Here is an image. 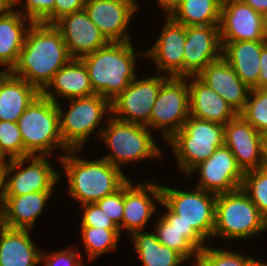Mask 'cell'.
<instances>
[{
	"label": "cell",
	"instance_id": "6da1fadb",
	"mask_svg": "<svg viewBox=\"0 0 267 266\" xmlns=\"http://www.w3.org/2000/svg\"><path fill=\"white\" fill-rule=\"evenodd\" d=\"M71 58L61 32L53 24L32 23L11 72L41 93Z\"/></svg>",
	"mask_w": 267,
	"mask_h": 266
},
{
	"label": "cell",
	"instance_id": "7a4b0ae2",
	"mask_svg": "<svg viewBox=\"0 0 267 266\" xmlns=\"http://www.w3.org/2000/svg\"><path fill=\"white\" fill-rule=\"evenodd\" d=\"M78 151L69 150L59 160L69 182L68 193L81 205L96 203L115 193L129 180L122 170L104 158L94 161L78 158L75 156Z\"/></svg>",
	"mask_w": 267,
	"mask_h": 266
},
{
	"label": "cell",
	"instance_id": "3957f363",
	"mask_svg": "<svg viewBox=\"0 0 267 266\" xmlns=\"http://www.w3.org/2000/svg\"><path fill=\"white\" fill-rule=\"evenodd\" d=\"M134 48L129 42H108L81 60L86 65L94 94L110 102L136 78Z\"/></svg>",
	"mask_w": 267,
	"mask_h": 266
},
{
	"label": "cell",
	"instance_id": "277c9868",
	"mask_svg": "<svg viewBox=\"0 0 267 266\" xmlns=\"http://www.w3.org/2000/svg\"><path fill=\"white\" fill-rule=\"evenodd\" d=\"M25 151L34 156H47L56 148L69 149L60 135L57 104L41 93L31 102L17 121Z\"/></svg>",
	"mask_w": 267,
	"mask_h": 266
},
{
	"label": "cell",
	"instance_id": "5b68a950",
	"mask_svg": "<svg viewBox=\"0 0 267 266\" xmlns=\"http://www.w3.org/2000/svg\"><path fill=\"white\" fill-rule=\"evenodd\" d=\"M267 229V220L242 189L217 194L214 236L247 239Z\"/></svg>",
	"mask_w": 267,
	"mask_h": 266
},
{
	"label": "cell",
	"instance_id": "8992f818",
	"mask_svg": "<svg viewBox=\"0 0 267 266\" xmlns=\"http://www.w3.org/2000/svg\"><path fill=\"white\" fill-rule=\"evenodd\" d=\"M180 170L188 175L224 145V125L189 116L168 141Z\"/></svg>",
	"mask_w": 267,
	"mask_h": 266
},
{
	"label": "cell",
	"instance_id": "52a82bcc",
	"mask_svg": "<svg viewBox=\"0 0 267 266\" xmlns=\"http://www.w3.org/2000/svg\"><path fill=\"white\" fill-rule=\"evenodd\" d=\"M108 120L107 127L100 126L98 134L111 151L103 158L115 167L120 169L128 162L162 155L147 126L124 122L111 115Z\"/></svg>",
	"mask_w": 267,
	"mask_h": 266
},
{
	"label": "cell",
	"instance_id": "ba28073f",
	"mask_svg": "<svg viewBox=\"0 0 267 266\" xmlns=\"http://www.w3.org/2000/svg\"><path fill=\"white\" fill-rule=\"evenodd\" d=\"M69 100L70 109L65 114L57 103L60 135L69 150H80L106 113L111 114V102L99 94Z\"/></svg>",
	"mask_w": 267,
	"mask_h": 266
},
{
	"label": "cell",
	"instance_id": "9c48e42d",
	"mask_svg": "<svg viewBox=\"0 0 267 266\" xmlns=\"http://www.w3.org/2000/svg\"><path fill=\"white\" fill-rule=\"evenodd\" d=\"M188 77H169L162 83L152 107L148 128L162 129L168 141L190 116Z\"/></svg>",
	"mask_w": 267,
	"mask_h": 266
},
{
	"label": "cell",
	"instance_id": "30bf717a",
	"mask_svg": "<svg viewBox=\"0 0 267 266\" xmlns=\"http://www.w3.org/2000/svg\"><path fill=\"white\" fill-rule=\"evenodd\" d=\"M194 188L185 192L161 185L162 202L206 240L213 235L217 194Z\"/></svg>",
	"mask_w": 267,
	"mask_h": 266
},
{
	"label": "cell",
	"instance_id": "8fae6325",
	"mask_svg": "<svg viewBox=\"0 0 267 266\" xmlns=\"http://www.w3.org/2000/svg\"><path fill=\"white\" fill-rule=\"evenodd\" d=\"M159 75L141 80L136 77L111 101V115L124 122L146 126L160 87L168 78L166 75Z\"/></svg>",
	"mask_w": 267,
	"mask_h": 266
},
{
	"label": "cell",
	"instance_id": "7c38bea8",
	"mask_svg": "<svg viewBox=\"0 0 267 266\" xmlns=\"http://www.w3.org/2000/svg\"><path fill=\"white\" fill-rule=\"evenodd\" d=\"M26 159L28 163L30 160L32 162L24 167ZM14 171L16 173L12 175ZM7 176L6 196H21L33 192L53 191L60 174L47 162L46 156L32 155L8 160Z\"/></svg>",
	"mask_w": 267,
	"mask_h": 266
},
{
	"label": "cell",
	"instance_id": "4fadbf2b",
	"mask_svg": "<svg viewBox=\"0 0 267 266\" xmlns=\"http://www.w3.org/2000/svg\"><path fill=\"white\" fill-rule=\"evenodd\" d=\"M221 42L267 40L265 16L242 0L226 1L221 6Z\"/></svg>",
	"mask_w": 267,
	"mask_h": 266
},
{
	"label": "cell",
	"instance_id": "5bb4252c",
	"mask_svg": "<svg viewBox=\"0 0 267 266\" xmlns=\"http://www.w3.org/2000/svg\"><path fill=\"white\" fill-rule=\"evenodd\" d=\"M193 171L200 173L199 184L195 187L214 194L241 188L245 174L226 145L217 148L207 160L194 167L188 175L194 173Z\"/></svg>",
	"mask_w": 267,
	"mask_h": 266
},
{
	"label": "cell",
	"instance_id": "9a60e30c",
	"mask_svg": "<svg viewBox=\"0 0 267 266\" xmlns=\"http://www.w3.org/2000/svg\"><path fill=\"white\" fill-rule=\"evenodd\" d=\"M137 5L135 0H86L84 10L108 42H129L126 28Z\"/></svg>",
	"mask_w": 267,
	"mask_h": 266
},
{
	"label": "cell",
	"instance_id": "2e32d148",
	"mask_svg": "<svg viewBox=\"0 0 267 266\" xmlns=\"http://www.w3.org/2000/svg\"><path fill=\"white\" fill-rule=\"evenodd\" d=\"M184 47L183 77L197 76L222 57L219 25L186 26Z\"/></svg>",
	"mask_w": 267,
	"mask_h": 266
},
{
	"label": "cell",
	"instance_id": "e0dca14e",
	"mask_svg": "<svg viewBox=\"0 0 267 266\" xmlns=\"http://www.w3.org/2000/svg\"><path fill=\"white\" fill-rule=\"evenodd\" d=\"M53 25L61 32L72 58H81L108 43L84 9L62 16Z\"/></svg>",
	"mask_w": 267,
	"mask_h": 266
},
{
	"label": "cell",
	"instance_id": "ac0fdd59",
	"mask_svg": "<svg viewBox=\"0 0 267 266\" xmlns=\"http://www.w3.org/2000/svg\"><path fill=\"white\" fill-rule=\"evenodd\" d=\"M185 41L186 27L167 16L160 37L143 53L155 62L157 72H166L169 77H183Z\"/></svg>",
	"mask_w": 267,
	"mask_h": 266
},
{
	"label": "cell",
	"instance_id": "d6986e66",
	"mask_svg": "<svg viewBox=\"0 0 267 266\" xmlns=\"http://www.w3.org/2000/svg\"><path fill=\"white\" fill-rule=\"evenodd\" d=\"M162 202L161 185L145 182L133 185L130 180L124 184V211L122 230L132 234L143 229L156 210L154 200Z\"/></svg>",
	"mask_w": 267,
	"mask_h": 266
},
{
	"label": "cell",
	"instance_id": "ffe728a7",
	"mask_svg": "<svg viewBox=\"0 0 267 266\" xmlns=\"http://www.w3.org/2000/svg\"><path fill=\"white\" fill-rule=\"evenodd\" d=\"M261 136L240 114L224 125V145L244 173L260 168Z\"/></svg>",
	"mask_w": 267,
	"mask_h": 266
},
{
	"label": "cell",
	"instance_id": "44dd1931",
	"mask_svg": "<svg viewBox=\"0 0 267 266\" xmlns=\"http://www.w3.org/2000/svg\"><path fill=\"white\" fill-rule=\"evenodd\" d=\"M197 77L219 94L238 114L244 109L251 88L241 81L223 57L208 64Z\"/></svg>",
	"mask_w": 267,
	"mask_h": 266
},
{
	"label": "cell",
	"instance_id": "7402d4cb",
	"mask_svg": "<svg viewBox=\"0 0 267 266\" xmlns=\"http://www.w3.org/2000/svg\"><path fill=\"white\" fill-rule=\"evenodd\" d=\"M167 212L160 217L156 224L155 233L158 241L176 252L185 260L195 255L205 247V239L192 227L188 226L179 216L174 214L163 202Z\"/></svg>",
	"mask_w": 267,
	"mask_h": 266
},
{
	"label": "cell",
	"instance_id": "603a6c76",
	"mask_svg": "<svg viewBox=\"0 0 267 266\" xmlns=\"http://www.w3.org/2000/svg\"><path fill=\"white\" fill-rule=\"evenodd\" d=\"M190 116L225 125L238 113L197 76H188Z\"/></svg>",
	"mask_w": 267,
	"mask_h": 266
},
{
	"label": "cell",
	"instance_id": "cb8c5ba5",
	"mask_svg": "<svg viewBox=\"0 0 267 266\" xmlns=\"http://www.w3.org/2000/svg\"><path fill=\"white\" fill-rule=\"evenodd\" d=\"M267 40L221 42L222 57L249 88H258L260 56Z\"/></svg>",
	"mask_w": 267,
	"mask_h": 266
},
{
	"label": "cell",
	"instance_id": "d4e9b609",
	"mask_svg": "<svg viewBox=\"0 0 267 266\" xmlns=\"http://www.w3.org/2000/svg\"><path fill=\"white\" fill-rule=\"evenodd\" d=\"M51 86L54 87L56 95L53 90L49 91ZM41 94L56 104L59 103L58 95L69 99L94 95L87 67L81 58H71L55 73Z\"/></svg>",
	"mask_w": 267,
	"mask_h": 266
},
{
	"label": "cell",
	"instance_id": "484cf974",
	"mask_svg": "<svg viewBox=\"0 0 267 266\" xmlns=\"http://www.w3.org/2000/svg\"><path fill=\"white\" fill-rule=\"evenodd\" d=\"M25 22L33 23L14 7L0 15V66L6 65V69L12 70L17 64L28 30Z\"/></svg>",
	"mask_w": 267,
	"mask_h": 266
},
{
	"label": "cell",
	"instance_id": "4316f807",
	"mask_svg": "<svg viewBox=\"0 0 267 266\" xmlns=\"http://www.w3.org/2000/svg\"><path fill=\"white\" fill-rule=\"evenodd\" d=\"M51 195V191L6 196L2 210L7 228L31 230Z\"/></svg>",
	"mask_w": 267,
	"mask_h": 266
},
{
	"label": "cell",
	"instance_id": "83f0119b",
	"mask_svg": "<svg viewBox=\"0 0 267 266\" xmlns=\"http://www.w3.org/2000/svg\"><path fill=\"white\" fill-rule=\"evenodd\" d=\"M29 229L6 228L0 236V266H35L41 252L35 247Z\"/></svg>",
	"mask_w": 267,
	"mask_h": 266
},
{
	"label": "cell",
	"instance_id": "f1b7e54d",
	"mask_svg": "<svg viewBox=\"0 0 267 266\" xmlns=\"http://www.w3.org/2000/svg\"><path fill=\"white\" fill-rule=\"evenodd\" d=\"M40 92L27 81L11 74L0 90V120L15 122Z\"/></svg>",
	"mask_w": 267,
	"mask_h": 266
},
{
	"label": "cell",
	"instance_id": "f546056e",
	"mask_svg": "<svg viewBox=\"0 0 267 266\" xmlns=\"http://www.w3.org/2000/svg\"><path fill=\"white\" fill-rule=\"evenodd\" d=\"M221 6L219 0H180L167 14L185 27L219 25Z\"/></svg>",
	"mask_w": 267,
	"mask_h": 266
},
{
	"label": "cell",
	"instance_id": "4dcf8cb0",
	"mask_svg": "<svg viewBox=\"0 0 267 266\" xmlns=\"http://www.w3.org/2000/svg\"><path fill=\"white\" fill-rule=\"evenodd\" d=\"M135 247L143 266H180L186 260L175 250L162 245L156 233H145L143 230L131 234Z\"/></svg>",
	"mask_w": 267,
	"mask_h": 266
},
{
	"label": "cell",
	"instance_id": "1f68e13d",
	"mask_svg": "<svg viewBox=\"0 0 267 266\" xmlns=\"http://www.w3.org/2000/svg\"><path fill=\"white\" fill-rule=\"evenodd\" d=\"M81 234L89 260H94L99 255L116 249L121 231L120 229L81 227Z\"/></svg>",
	"mask_w": 267,
	"mask_h": 266
},
{
	"label": "cell",
	"instance_id": "d6a6232c",
	"mask_svg": "<svg viewBox=\"0 0 267 266\" xmlns=\"http://www.w3.org/2000/svg\"><path fill=\"white\" fill-rule=\"evenodd\" d=\"M239 114L259 133L267 132V88L250 89L245 107Z\"/></svg>",
	"mask_w": 267,
	"mask_h": 266
},
{
	"label": "cell",
	"instance_id": "836d02e7",
	"mask_svg": "<svg viewBox=\"0 0 267 266\" xmlns=\"http://www.w3.org/2000/svg\"><path fill=\"white\" fill-rule=\"evenodd\" d=\"M260 262L251 256L245 258L240 253L205 246L194 266H258Z\"/></svg>",
	"mask_w": 267,
	"mask_h": 266
},
{
	"label": "cell",
	"instance_id": "e575fe53",
	"mask_svg": "<svg viewBox=\"0 0 267 266\" xmlns=\"http://www.w3.org/2000/svg\"><path fill=\"white\" fill-rule=\"evenodd\" d=\"M241 188L267 220V169L260 167L245 172Z\"/></svg>",
	"mask_w": 267,
	"mask_h": 266
},
{
	"label": "cell",
	"instance_id": "d590c367",
	"mask_svg": "<svg viewBox=\"0 0 267 266\" xmlns=\"http://www.w3.org/2000/svg\"><path fill=\"white\" fill-rule=\"evenodd\" d=\"M0 153L8 160L30 156L24 149L17 123L0 120Z\"/></svg>",
	"mask_w": 267,
	"mask_h": 266
},
{
	"label": "cell",
	"instance_id": "8d00e7d4",
	"mask_svg": "<svg viewBox=\"0 0 267 266\" xmlns=\"http://www.w3.org/2000/svg\"><path fill=\"white\" fill-rule=\"evenodd\" d=\"M21 0H11V7L18 6ZM54 3L55 0H26L23 10L20 11L33 23L54 24ZM27 10L26 13L24 11Z\"/></svg>",
	"mask_w": 267,
	"mask_h": 266
},
{
	"label": "cell",
	"instance_id": "74e56055",
	"mask_svg": "<svg viewBox=\"0 0 267 266\" xmlns=\"http://www.w3.org/2000/svg\"><path fill=\"white\" fill-rule=\"evenodd\" d=\"M96 204L107 216L110 217L111 220L114 221V223L120 228V231H122L124 185L115 193L98 200Z\"/></svg>",
	"mask_w": 267,
	"mask_h": 266
},
{
	"label": "cell",
	"instance_id": "f35d334b",
	"mask_svg": "<svg viewBox=\"0 0 267 266\" xmlns=\"http://www.w3.org/2000/svg\"><path fill=\"white\" fill-rule=\"evenodd\" d=\"M81 206L85 208L82 213L81 227L120 229L96 203H88Z\"/></svg>",
	"mask_w": 267,
	"mask_h": 266
},
{
	"label": "cell",
	"instance_id": "ab89813d",
	"mask_svg": "<svg viewBox=\"0 0 267 266\" xmlns=\"http://www.w3.org/2000/svg\"><path fill=\"white\" fill-rule=\"evenodd\" d=\"M80 255L73 249L53 252L51 254L41 253L39 262H45V266H82Z\"/></svg>",
	"mask_w": 267,
	"mask_h": 266
},
{
	"label": "cell",
	"instance_id": "60d3db41",
	"mask_svg": "<svg viewBox=\"0 0 267 266\" xmlns=\"http://www.w3.org/2000/svg\"><path fill=\"white\" fill-rule=\"evenodd\" d=\"M86 0H55L54 23L62 16L84 9Z\"/></svg>",
	"mask_w": 267,
	"mask_h": 266
},
{
	"label": "cell",
	"instance_id": "b9f144b4",
	"mask_svg": "<svg viewBox=\"0 0 267 266\" xmlns=\"http://www.w3.org/2000/svg\"><path fill=\"white\" fill-rule=\"evenodd\" d=\"M260 68L261 73L258 79V88H267V43L262 47Z\"/></svg>",
	"mask_w": 267,
	"mask_h": 266
},
{
	"label": "cell",
	"instance_id": "7bdbcfd3",
	"mask_svg": "<svg viewBox=\"0 0 267 266\" xmlns=\"http://www.w3.org/2000/svg\"><path fill=\"white\" fill-rule=\"evenodd\" d=\"M8 170V161L0 162V208L3 207L6 198V178Z\"/></svg>",
	"mask_w": 267,
	"mask_h": 266
},
{
	"label": "cell",
	"instance_id": "ee69618b",
	"mask_svg": "<svg viewBox=\"0 0 267 266\" xmlns=\"http://www.w3.org/2000/svg\"><path fill=\"white\" fill-rule=\"evenodd\" d=\"M250 7H252L255 11L263 14L264 16L267 14V0H242Z\"/></svg>",
	"mask_w": 267,
	"mask_h": 266
},
{
	"label": "cell",
	"instance_id": "f6af8a7d",
	"mask_svg": "<svg viewBox=\"0 0 267 266\" xmlns=\"http://www.w3.org/2000/svg\"><path fill=\"white\" fill-rule=\"evenodd\" d=\"M260 152H261L260 167L267 169V132L262 133Z\"/></svg>",
	"mask_w": 267,
	"mask_h": 266
},
{
	"label": "cell",
	"instance_id": "bcb514c9",
	"mask_svg": "<svg viewBox=\"0 0 267 266\" xmlns=\"http://www.w3.org/2000/svg\"><path fill=\"white\" fill-rule=\"evenodd\" d=\"M166 13H168L180 0H157Z\"/></svg>",
	"mask_w": 267,
	"mask_h": 266
},
{
	"label": "cell",
	"instance_id": "7dc6e473",
	"mask_svg": "<svg viewBox=\"0 0 267 266\" xmlns=\"http://www.w3.org/2000/svg\"><path fill=\"white\" fill-rule=\"evenodd\" d=\"M12 74L11 70L3 69L0 71V90L2 87V83Z\"/></svg>",
	"mask_w": 267,
	"mask_h": 266
},
{
	"label": "cell",
	"instance_id": "c3c4849f",
	"mask_svg": "<svg viewBox=\"0 0 267 266\" xmlns=\"http://www.w3.org/2000/svg\"><path fill=\"white\" fill-rule=\"evenodd\" d=\"M11 7V0H0V15Z\"/></svg>",
	"mask_w": 267,
	"mask_h": 266
},
{
	"label": "cell",
	"instance_id": "681fc988",
	"mask_svg": "<svg viewBox=\"0 0 267 266\" xmlns=\"http://www.w3.org/2000/svg\"><path fill=\"white\" fill-rule=\"evenodd\" d=\"M6 224H5V217L2 208H0V236L1 233L6 229Z\"/></svg>",
	"mask_w": 267,
	"mask_h": 266
},
{
	"label": "cell",
	"instance_id": "f907efd6",
	"mask_svg": "<svg viewBox=\"0 0 267 266\" xmlns=\"http://www.w3.org/2000/svg\"><path fill=\"white\" fill-rule=\"evenodd\" d=\"M265 28H266V32H267V14L265 15Z\"/></svg>",
	"mask_w": 267,
	"mask_h": 266
},
{
	"label": "cell",
	"instance_id": "816d5d0a",
	"mask_svg": "<svg viewBox=\"0 0 267 266\" xmlns=\"http://www.w3.org/2000/svg\"><path fill=\"white\" fill-rule=\"evenodd\" d=\"M6 160V158H4L2 155H1V153H0V162L1 161H5Z\"/></svg>",
	"mask_w": 267,
	"mask_h": 266
},
{
	"label": "cell",
	"instance_id": "f5cc1de1",
	"mask_svg": "<svg viewBox=\"0 0 267 266\" xmlns=\"http://www.w3.org/2000/svg\"><path fill=\"white\" fill-rule=\"evenodd\" d=\"M258 266H267V263H260Z\"/></svg>",
	"mask_w": 267,
	"mask_h": 266
},
{
	"label": "cell",
	"instance_id": "db71d44e",
	"mask_svg": "<svg viewBox=\"0 0 267 266\" xmlns=\"http://www.w3.org/2000/svg\"><path fill=\"white\" fill-rule=\"evenodd\" d=\"M222 4L226 1H230V0H219Z\"/></svg>",
	"mask_w": 267,
	"mask_h": 266
}]
</instances>
